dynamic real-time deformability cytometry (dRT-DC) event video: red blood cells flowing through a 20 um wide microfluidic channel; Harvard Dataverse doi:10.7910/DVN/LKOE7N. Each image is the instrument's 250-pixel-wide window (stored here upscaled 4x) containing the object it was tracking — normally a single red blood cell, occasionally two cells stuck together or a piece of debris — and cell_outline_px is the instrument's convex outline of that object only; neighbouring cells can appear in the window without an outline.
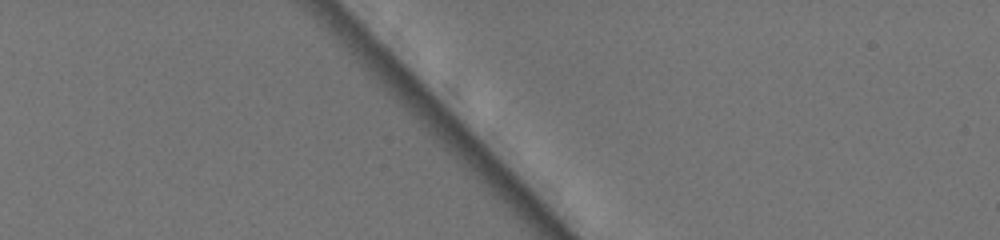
{"species": "common noctule bat (a hibernating species)", "species_latin": "Nyctalus noctula", "temperature_condition": "warm", "stored_images_in_passage": 3, "segment_of_instrument_passage": [1, 2], "camera_frame_rate_fps": 3000, "um_per_image_px": 0.085, "animal": {"sex": "female", "body_mass_g": 19.5, "forearm_length_mm": 54.1}, "frame": {"image": 1, "passage_image": 1, "time_ms": 0.0, "image_size_px": [1000, 240], "cell_outline_px": [[596, 104], [592, 108], [580, 96], [548, 60], [568, 52], [580, 48], [592, 68], [596, 100]], "centroid_in_image_um": [49.05, 6.29], "position_along_channel_um": 35.9, "area_um2": 10.06}}